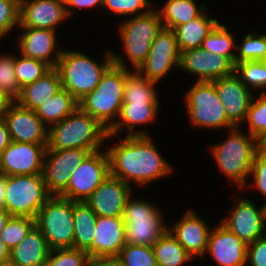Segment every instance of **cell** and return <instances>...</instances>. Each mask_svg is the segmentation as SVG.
I'll return each mask as SVG.
<instances>
[{"label":"cell","instance_id":"obj_1","mask_svg":"<svg viewBox=\"0 0 266 266\" xmlns=\"http://www.w3.org/2000/svg\"><path fill=\"white\" fill-rule=\"evenodd\" d=\"M106 149L110 174L128 183L145 186L171 173L172 165L164 159L150 136H127Z\"/></svg>","mask_w":266,"mask_h":266},{"label":"cell","instance_id":"obj_2","mask_svg":"<svg viewBox=\"0 0 266 266\" xmlns=\"http://www.w3.org/2000/svg\"><path fill=\"white\" fill-rule=\"evenodd\" d=\"M111 55L113 64L103 74L97 87L78 102L83 112L90 114L107 130L118 119L123 104L126 68L129 69L124 57L113 52Z\"/></svg>","mask_w":266,"mask_h":266},{"label":"cell","instance_id":"obj_3","mask_svg":"<svg viewBox=\"0 0 266 266\" xmlns=\"http://www.w3.org/2000/svg\"><path fill=\"white\" fill-rule=\"evenodd\" d=\"M109 138L113 139L108 130L78 107L72 114L48 128L47 149L81 148L91 153L103 150V144Z\"/></svg>","mask_w":266,"mask_h":266},{"label":"cell","instance_id":"obj_4","mask_svg":"<svg viewBox=\"0 0 266 266\" xmlns=\"http://www.w3.org/2000/svg\"><path fill=\"white\" fill-rule=\"evenodd\" d=\"M111 53V50L107 51L104 61L98 63L81 51L63 49L55 67L62 88L79 102L97 87L103 74L113 64Z\"/></svg>","mask_w":266,"mask_h":266},{"label":"cell","instance_id":"obj_5","mask_svg":"<svg viewBox=\"0 0 266 266\" xmlns=\"http://www.w3.org/2000/svg\"><path fill=\"white\" fill-rule=\"evenodd\" d=\"M238 128L229 129V136L220 144L210 147L219 170L228 177L233 184L247 189L246 183L257 152V139L243 134Z\"/></svg>","mask_w":266,"mask_h":266},{"label":"cell","instance_id":"obj_6","mask_svg":"<svg viewBox=\"0 0 266 266\" xmlns=\"http://www.w3.org/2000/svg\"><path fill=\"white\" fill-rule=\"evenodd\" d=\"M125 204L122 219L125 224L126 243L153 246L168 229L163 213L146 199H131ZM160 211V212H159Z\"/></svg>","mask_w":266,"mask_h":266},{"label":"cell","instance_id":"obj_7","mask_svg":"<svg viewBox=\"0 0 266 266\" xmlns=\"http://www.w3.org/2000/svg\"><path fill=\"white\" fill-rule=\"evenodd\" d=\"M122 48L133 70H138L146 60L151 44L163 28L157 9L130 17L118 27Z\"/></svg>","mask_w":266,"mask_h":266},{"label":"cell","instance_id":"obj_8","mask_svg":"<svg viewBox=\"0 0 266 266\" xmlns=\"http://www.w3.org/2000/svg\"><path fill=\"white\" fill-rule=\"evenodd\" d=\"M74 201L51 196L38 212L35 226L42 232L50 249L73 248Z\"/></svg>","mask_w":266,"mask_h":266},{"label":"cell","instance_id":"obj_9","mask_svg":"<svg viewBox=\"0 0 266 266\" xmlns=\"http://www.w3.org/2000/svg\"><path fill=\"white\" fill-rule=\"evenodd\" d=\"M186 110L193 127L208 129H231L234 126L228 121L221 100L213 82L200 81L193 83L186 92Z\"/></svg>","mask_w":266,"mask_h":266},{"label":"cell","instance_id":"obj_10","mask_svg":"<svg viewBox=\"0 0 266 266\" xmlns=\"http://www.w3.org/2000/svg\"><path fill=\"white\" fill-rule=\"evenodd\" d=\"M50 197L43 174L8 176L5 210L11 216L35 219Z\"/></svg>","mask_w":266,"mask_h":266},{"label":"cell","instance_id":"obj_11","mask_svg":"<svg viewBox=\"0 0 266 266\" xmlns=\"http://www.w3.org/2000/svg\"><path fill=\"white\" fill-rule=\"evenodd\" d=\"M110 175L106 150L89 153L70 175L65 191L60 197L74 202H86L93 191Z\"/></svg>","mask_w":266,"mask_h":266},{"label":"cell","instance_id":"obj_12","mask_svg":"<svg viewBox=\"0 0 266 266\" xmlns=\"http://www.w3.org/2000/svg\"><path fill=\"white\" fill-rule=\"evenodd\" d=\"M180 57L174 31L162 28L154 38L146 60L137 71L146 79L158 83L172 67L179 69Z\"/></svg>","mask_w":266,"mask_h":266},{"label":"cell","instance_id":"obj_13","mask_svg":"<svg viewBox=\"0 0 266 266\" xmlns=\"http://www.w3.org/2000/svg\"><path fill=\"white\" fill-rule=\"evenodd\" d=\"M90 152L87 149H46L43 177L48 193L60 196L68 186L70 175Z\"/></svg>","mask_w":266,"mask_h":266},{"label":"cell","instance_id":"obj_14","mask_svg":"<svg viewBox=\"0 0 266 266\" xmlns=\"http://www.w3.org/2000/svg\"><path fill=\"white\" fill-rule=\"evenodd\" d=\"M47 144L12 141L2 152L0 172L7 176L43 174Z\"/></svg>","mask_w":266,"mask_h":266},{"label":"cell","instance_id":"obj_15","mask_svg":"<svg viewBox=\"0 0 266 266\" xmlns=\"http://www.w3.org/2000/svg\"><path fill=\"white\" fill-rule=\"evenodd\" d=\"M236 202L230 215L219 223L248 245L266 234L263 206L257 208L255 203L245 198Z\"/></svg>","mask_w":266,"mask_h":266},{"label":"cell","instance_id":"obj_16","mask_svg":"<svg viewBox=\"0 0 266 266\" xmlns=\"http://www.w3.org/2000/svg\"><path fill=\"white\" fill-rule=\"evenodd\" d=\"M181 69L195 75L197 82H212L232 74L235 65L225 56L197 47L181 52L179 70Z\"/></svg>","mask_w":266,"mask_h":266},{"label":"cell","instance_id":"obj_17","mask_svg":"<svg viewBox=\"0 0 266 266\" xmlns=\"http://www.w3.org/2000/svg\"><path fill=\"white\" fill-rule=\"evenodd\" d=\"M212 82L223 104L228 121L234 127L244 124L254 97L252 91L245 87L235 71Z\"/></svg>","mask_w":266,"mask_h":266},{"label":"cell","instance_id":"obj_18","mask_svg":"<svg viewBox=\"0 0 266 266\" xmlns=\"http://www.w3.org/2000/svg\"><path fill=\"white\" fill-rule=\"evenodd\" d=\"M12 141L48 144V127L36 112L14 101L3 114Z\"/></svg>","mask_w":266,"mask_h":266},{"label":"cell","instance_id":"obj_19","mask_svg":"<svg viewBox=\"0 0 266 266\" xmlns=\"http://www.w3.org/2000/svg\"><path fill=\"white\" fill-rule=\"evenodd\" d=\"M131 186L111 174L86 200L97 217H122Z\"/></svg>","mask_w":266,"mask_h":266},{"label":"cell","instance_id":"obj_20","mask_svg":"<svg viewBox=\"0 0 266 266\" xmlns=\"http://www.w3.org/2000/svg\"><path fill=\"white\" fill-rule=\"evenodd\" d=\"M125 244V224L122 217H97L93 244L86 252L91 261L117 258Z\"/></svg>","mask_w":266,"mask_h":266},{"label":"cell","instance_id":"obj_21","mask_svg":"<svg viewBox=\"0 0 266 266\" xmlns=\"http://www.w3.org/2000/svg\"><path fill=\"white\" fill-rule=\"evenodd\" d=\"M68 19L65 0H26L20 5L19 27L56 31Z\"/></svg>","mask_w":266,"mask_h":266},{"label":"cell","instance_id":"obj_22","mask_svg":"<svg viewBox=\"0 0 266 266\" xmlns=\"http://www.w3.org/2000/svg\"><path fill=\"white\" fill-rule=\"evenodd\" d=\"M207 253L218 266H245L247 244L220 223L211 228Z\"/></svg>","mask_w":266,"mask_h":266},{"label":"cell","instance_id":"obj_23","mask_svg":"<svg viewBox=\"0 0 266 266\" xmlns=\"http://www.w3.org/2000/svg\"><path fill=\"white\" fill-rule=\"evenodd\" d=\"M18 48L20 54L42 60L51 67H56L63 49L57 46V31L43 28L20 27ZM54 52V53H53Z\"/></svg>","mask_w":266,"mask_h":266},{"label":"cell","instance_id":"obj_24","mask_svg":"<svg viewBox=\"0 0 266 266\" xmlns=\"http://www.w3.org/2000/svg\"><path fill=\"white\" fill-rule=\"evenodd\" d=\"M168 230L193 258L206 255L211 229L193 209L187 210Z\"/></svg>","mask_w":266,"mask_h":266},{"label":"cell","instance_id":"obj_25","mask_svg":"<svg viewBox=\"0 0 266 266\" xmlns=\"http://www.w3.org/2000/svg\"><path fill=\"white\" fill-rule=\"evenodd\" d=\"M160 105V101H123L118 119L108 130L109 135L118 136L125 128L127 136H149L145 130L135 132V127L154 122Z\"/></svg>","mask_w":266,"mask_h":266},{"label":"cell","instance_id":"obj_26","mask_svg":"<svg viewBox=\"0 0 266 266\" xmlns=\"http://www.w3.org/2000/svg\"><path fill=\"white\" fill-rule=\"evenodd\" d=\"M50 250L42 232L34 226L19 244L10 249V259L16 266H44Z\"/></svg>","mask_w":266,"mask_h":266},{"label":"cell","instance_id":"obj_27","mask_svg":"<svg viewBox=\"0 0 266 266\" xmlns=\"http://www.w3.org/2000/svg\"><path fill=\"white\" fill-rule=\"evenodd\" d=\"M62 88L58 70L52 67L41 78L21 88L16 102L27 109L35 111Z\"/></svg>","mask_w":266,"mask_h":266},{"label":"cell","instance_id":"obj_28","mask_svg":"<svg viewBox=\"0 0 266 266\" xmlns=\"http://www.w3.org/2000/svg\"><path fill=\"white\" fill-rule=\"evenodd\" d=\"M205 13L206 10L196 19L173 29L180 52L201 47L203 40L219 23L218 19Z\"/></svg>","mask_w":266,"mask_h":266},{"label":"cell","instance_id":"obj_29","mask_svg":"<svg viewBox=\"0 0 266 266\" xmlns=\"http://www.w3.org/2000/svg\"><path fill=\"white\" fill-rule=\"evenodd\" d=\"M205 5L196 4L195 0H167L164 7L157 9L163 28L174 29L199 17L205 10Z\"/></svg>","mask_w":266,"mask_h":266},{"label":"cell","instance_id":"obj_30","mask_svg":"<svg viewBox=\"0 0 266 266\" xmlns=\"http://www.w3.org/2000/svg\"><path fill=\"white\" fill-rule=\"evenodd\" d=\"M73 248L87 251L93 244L97 215L86 202H74Z\"/></svg>","mask_w":266,"mask_h":266},{"label":"cell","instance_id":"obj_31","mask_svg":"<svg viewBox=\"0 0 266 266\" xmlns=\"http://www.w3.org/2000/svg\"><path fill=\"white\" fill-rule=\"evenodd\" d=\"M78 107V101L66 89L61 88L40 105L35 112L42 122L50 127L72 114Z\"/></svg>","mask_w":266,"mask_h":266},{"label":"cell","instance_id":"obj_32","mask_svg":"<svg viewBox=\"0 0 266 266\" xmlns=\"http://www.w3.org/2000/svg\"><path fill=\"white\" fill-rule=\"evenodd\" d=\"M152 247L157 266H182L193 259L168 229Z\"/></svg>","mask_w":266,"mask_h":266},{"label":"cell","instance_id":"obj_33","mask_svg":"<svg viewBox=\"0 0 266 266\" xmlns=\"http://www.w3.org/2000/svg\"><path fill=\"white\" fill-rule=\"evenodd\" d=\"M132 71L126 68L123 101H159L157 83L146 79L137 70Z\"/></svg>","mask_w":266,"mask_h":266},{"label":"cell","instance_id":"obj_34","mask_svg":"<svg viewBox=\"0 0 266 266\" xmlns=\"http://www.w3.org/2000/svg\"><path fill=\"white\" fill-rule=\"evenodd\" d=\"M236 46L234 35L230 33L225 24L220 22L207 35L201 45V47L208 52L227 57L234 65L237 54V52H234Z\"/></svg>","mask_w":266,"mask_h":266},{"label":"cell","instance_id":"obj_35","mask_svg":"<svg viewBox=\"0 0 266 266\" xmlns=\"http://www.w3.org/2000/svg\"><path fill=\"white\" fill-rule=\"evenodd\" d=\"M235 73L248 90L253 89L265 92L266 89V62L245 61L235 64ZM250 86V87H249Z\"/></svg>","mask_w":266,"mask_h":266},{"label":"cell","instance_id":"obj_36","mask_svg":"<svg viewBox=\"0 0 266 266\" xmlns=\"http://www.w3.org/2000/svg\"><path fill=\"white\" fill-rule=\"evenodd\" d=\"M20 55H15V75L21 88L35 82L52 68L42 60Z\"/></svg>","mask_w":266,"mask_h":266},{"label":"cell","instance_id":"obj_37","mask_svg":"<svg viewBox=\"0 0 266 266\" xmlns=\"http://www.w3.org/2000/svg\"><path fill=\"white\" fill-rule=\"evenodd\" d=\"M239 54L235 57V64L245 61L266 60V35L261 33H249L242 39V43L236 46Z\"/></svg>","mask_w":266,"mask_h":266},{"label":"cell","instance_id":"obj_38","mask_svg":"<svg viewBox=\"0 0 266 266\" xmlns=\"http://www.w3.org/2000/svg\"><path fill=\"white\" fill-rule=\"evenodd\" d=\"M34 226V218L11 216L0 232V239L9 249H12L26 237Z\"/></svg>","mask_w":266,"mask_h":266},{"label":"cell","instance_id":"obj_39","mask_svg":"<svg viewBox=\"0 0 266 266\" xmlns=\"http://www.w3.org/2000/svg\"><path fill=\"white\" fill-rule=\"evenodd\" d=\"M117 258L123 266H157L152 246L126 243Z\"/></svg>","mask_w":266,"mask_h":266},{"label":"cell","instance_id":"obj_40","mask_svg":"<svg viewBox=\"0 0 266 266\" xmlns=\"http://www.w3.org/2000/svg\"><path fill=\"white\" fill-rule=\"evenodd\" d=\"M44 266H91V259L84 250L57 248L50 250Z\"/></svg>","mask_w":266,"mask_h":266},{"label":"cell","instance_id":"obj_41","mask_svg":"<svg viewBox=\"0 0 266 266\" xmlns=\"http://www.w3.org/2000/svg\"><path fill=\"white\" fill-rule=\"evenodd\" d=\"M0 89L13 101H16L20 96L21 87L15 75L14 55H0Z\"/></svg>","mask_w":266,"mask_h":266},{"label":"cell","instance_id":"obj_42","mask_svg":"<svg viewBox=\"0 0 266 266\" xmlns=\"http://www.w3.org/2000/svg\"><path fill=\"white\" fill-rule=\"evenodd\" d=\"M260 94L253 97L245 120L249 134L256 139L266 130V91Z\"/></svg>","mask_w":266,"mask_h":266},{"label":"cell","instance_id":"obj_43","mask_svg":"<svg viewBox=\"0 0 266 266\" xmlns=\"http://www.w3.org/2000/svg\"><path fill=\"white\" fill-rule=\"evenodd\" d=\"M102 7L121 16H128V14L129 16H136L146 13L152 8L155 9V6L149 0H104Z\"/></svg>","mask_w":266,"mask_h":266},{"label":"cell","instance_id":"obj_44","mask_svg":"<svg viewBox=\"0 0 266 266\" xmlns=\"http://www.w3.org/2000/svg\"><path fill=\"white\" fill-rule=\"evenodd\" d=\"M20 5L13 0H0V38L19 26Z\"/></svg>","mask_w":266,"mask_h":266},{"label":"cell","instance_id":"obj_45","mask_svg":"<svg viewBox=\"0 0 266 266\" xmlns=\"http://www.w3.org/2000/svg\"><path fill=\"white\" fill-rule=\"evenodd\" d=\"M253 176L254 186L266 198V152L257 150L254 156L250 176Z\"/></svg>","mask_w":266,"mask_h":266},{"label":"cell","instance_id":"obj_46","mask_svg":"<svg viewBox=\"0 0 266 266\" xmlns=\"http://www.w3.org/2000/svg\"><path fill=\"white\" fill-rule=\"evenodd\" d=\"M246 263L249 266H266V234L247 245Z\"/></svg>","mask_w":266,"mask_h":266},{"label":"cell","instance_id":"obj_47","mask_svg":"<svg viewBox=\"0 0 266 266\" xmlns=\"http://www.w3.org/2000/svg\"><path fill=\"white\" fill-rule=\"evenodd\" d=\"M104 0H65V5H66V12L69 16L72 14V8L76 7V8H82V9H86V8H92V7H97V6H103Z\"/></svg>","mask_w":266,"mask_h":266},{"label":"cell","instance_id":"obj_48","mask_svg":"<svg viewBox=\"0 0 266 266\" xmlns=\"http://www.w3.org/2000/svg\"><path fill=\"white\" fill-rule=\"evenodd\" d=\"M11 142L12 140L7 125L3 117H0V152H3Z\"/></svg>","mask_w":266,"mask_h":266},{"label":"cell","instance_id":"obj_49","mask_svg":"<svg viewBox=\"0 0 266 266\" xmlns=\"http://www.w3.org/2000/svg\"><path fill=\"white\" fill-rule=\"evenodd\" d=\"M7 181L8 176L0 172V209H5Z\"/></svg>","mask_w":266,"mask_h":266},{"label":"cell","instance_id":"obj_50","mask_svg":"<svg viewBox=\"0 0 266 266\" xmlns=\"http://www.w3.org/2000/svg\"><path fill=\"white\" fill-rule=\"evenodd\" d=\"M91 266H123L118 258H100L91 261Z\"/></svg>","mask_w":266,"mask_h":266},{"label":"cell","instance_id":"obj_51","mask_svg":"<svg viewBox=\"0 0 266 266\" xmlns=\"http://www.w3.org/2000/svg\"><path fill=\"white\" fill-rule=\"evenodd\" d=\"M14 101L0 89V117L7 111Z\"/></svg>","mask_w":266,"mask_h":266},{"label":"cell","instance_id":"obj_52","mask_svg":"<svg viewBox=\"0 0 266 266\" xmlns=\"http://www.w3.org/2000/svg\"><path fill=\"white\" fill-rule=\"evenodd\" d=\"M257 150L266 152V130L257 138Z\"/></svg>","mask_w":266,"mask_h":266},{"label":"cell","instance_id":"obj_53","mask_svg":"<svg viewBox=\"0 0 266 266\" xmlns=\"http://www.w3.org/2000/svg\"><path fill=\"white\" fill-rule=\"evenodd\" d=\"M10 217L11 215L5 209H0V232L5 227Z\"/></svg>","mask_w":266,"mask_h":266},{"label":"cell","instance_id":"obj_54","mask_svg":"<svg viewBox=\"0 0 266 266\" xmlns=\"http://www.w3.org/2000/svg\"><path fill=\"white\" fill-rule=\"evenodd\" d=\"M10 258V249L0 239V261Z\"/></svg>","mask_w":266,"mask_h":266},{"label":"cell","instance_id":"obj_55","mask_svg":"<svg viewBox=\"0 0 266 266\" xmlns=\"http://www.w3.org/2000/svg\"><path fill=\"white\" fill-rule=\"evenodd\" d=\"M0 266H16V264L10 259L0 261Z\"/></svg>","mask_w":266,"mask_h":266},{"label":"cell","instance_id":"obj_56","mask_svg":"<svg viewBox=\"0 0 266 266\" xmlns=\"http://www.w3.org/2000/svg\"><path fill=\"white\" fill-rule=\"evenodd\" d=\"M263 206V210H264V220H265V223H266V203H264Z\"/></svg>","mask_w":266,"mask_h":266},{"label":"cell","instance_id":"obj_57","mask_svg":"<svg viewBox=\"0 0 266 266\" xmlns=\"http://www.w3.org/2000/svg\"><path fill=\"white\" fill-rule=\"evenodd\" d=\"M13 1H15L18 5H21L26 0H13Z\"/></svg>","mask_w":266,"mask_h":266},{"label":"cell","instance_id":"obj_58","mask_svg":"<svg viewBox=\"0 0 266 266\" xmlns=\"http://www.w3.org/2000/svg\"><path fill=\"white\" fill-rule=\"evenodd\" d=\"M1 157H2V152H0V167H1Z\"/></svg>","mask_w":266,"mask_h":266}]
</instances>
